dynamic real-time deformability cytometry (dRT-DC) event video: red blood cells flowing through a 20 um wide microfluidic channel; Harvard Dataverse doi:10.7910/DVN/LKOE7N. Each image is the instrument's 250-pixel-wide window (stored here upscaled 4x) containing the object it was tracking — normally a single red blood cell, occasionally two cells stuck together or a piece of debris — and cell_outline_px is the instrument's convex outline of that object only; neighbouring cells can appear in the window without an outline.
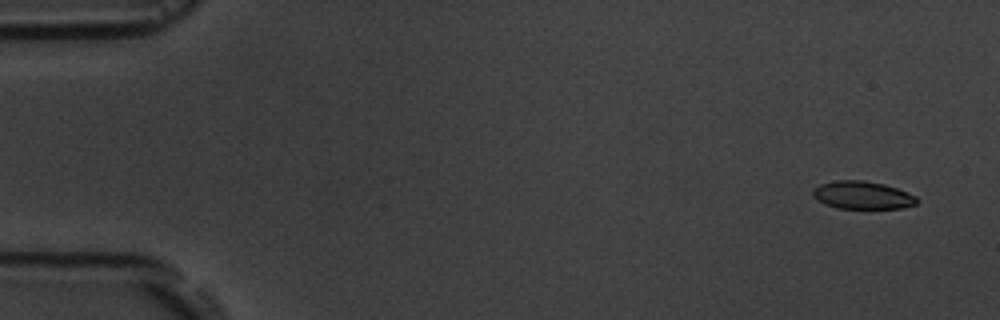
{"species": "common noctule bat (a hibernating species)", "species_latin": "Nyctalus noctula", "temperature_condition": "room temperature", "stored_images_in_passage": 6, "camera_frame_rate_fps": 3000, "um_per_image_px": 0.085, "animal": {"sex": "male", "body_mass_g": 19.5, "forearm_length_mm": 54.6}, "frame": {"image": 1, "passage_image": 2, "time_ms": 1.0, "image_size_px": [1000, 320], "cell_outline_px": [[920, 200], [916, 204], [900, 208], [836, 208], [824, 204], [812, 196], [812, 188], [820, 184], [836, 180], [864, 180], [884, 184], [896, 188], [916, 196]], "centroid_in_image_um": [73.28, 16.58], "position_along_channel_um": 11.7, "area_um2": 16.94}}
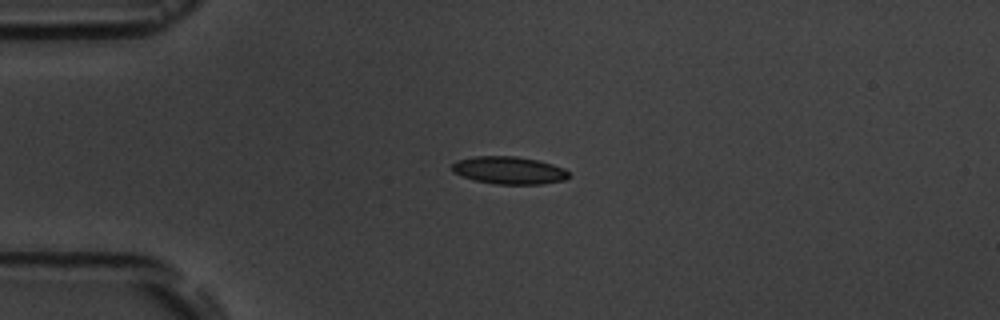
{"frame": {"image": 2, "passage_image": 5, "time_ms": 4.667, "image_size_px": [1000, 320], "cell_outline_px": [[568, 176], [564, 180], [544, 184], [496, 184], [472, 180], [452, 172], [452, 164], [456, 160], [476, 156], [516, 156], [536, 160], [552, 164], [564, 168], [568, 172]], "centroid_in_image_um": [43.23, 14.48], "position_along_channel_um": 41.8, "area_um2": 18.79}}